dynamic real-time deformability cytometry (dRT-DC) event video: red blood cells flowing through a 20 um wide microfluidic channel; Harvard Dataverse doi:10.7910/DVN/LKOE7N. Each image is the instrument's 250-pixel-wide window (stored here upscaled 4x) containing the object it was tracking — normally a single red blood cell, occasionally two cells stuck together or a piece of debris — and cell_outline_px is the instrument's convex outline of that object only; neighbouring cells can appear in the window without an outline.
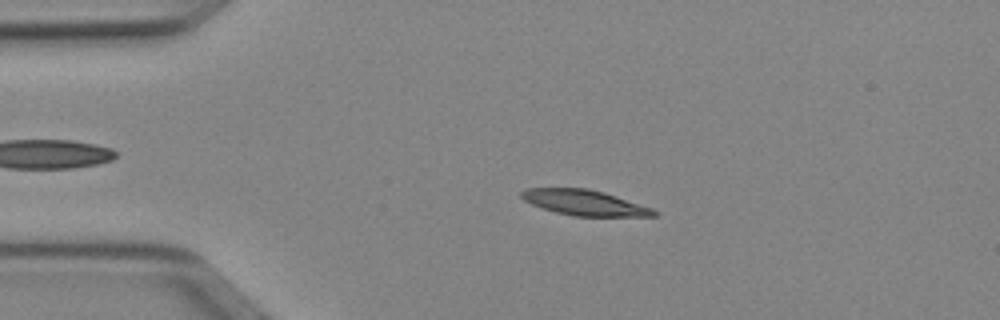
{"species": "Egyptian fruit bat (a non-hibernating species)", "species_latin": "Rousettus aegyptiacus", "temperature_condition": "cold", "stored_images_in_passage": 50, "camera_frame_rate_fps": 3000, "um_per_image_px": 0.085, "animal": {"sex": "female"}, "frame": {"image": 1, "passage_image": 10, "time_ms": 3.0, "image_size_px": [1000, 320], "cell_outline_px": [[656, 216], [572, 216], [556, 212], [532, 204], [524, 200], [520, 196], [520, 192], [524, 188], [588, 188], [604, 192], [652, 208], [656, 212]], "centroid_in_image_um": [49.65, 17.22], "position_along_channel_um": 35.4, "area_um2": 19.48}}
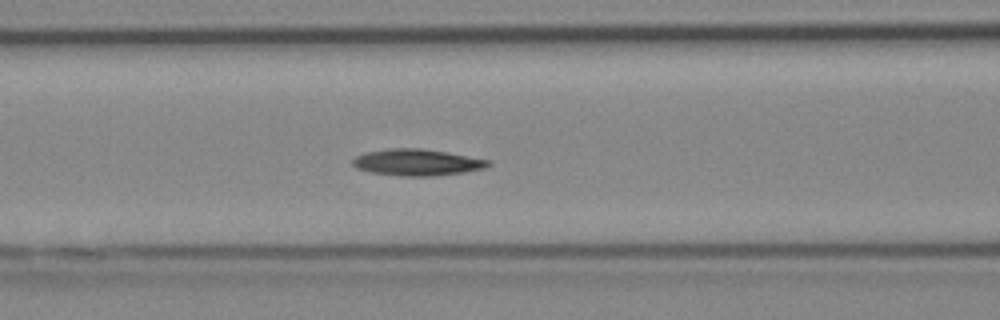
{"frame": {"image": 2, "passage_image": 20, "time_ms": 6.333, "image_size_px": [1000, 320], "cell_outline_px": [[492, 164], [484, 168], [464, 172], [432, 176], [400, 176], [368, 172], [356, 168], [352, 164], [352, 160], [356, 156], [364, 152], [388, 148], [424, 148], [448, 152], [492, 160]], "centroid_in_image_um": [35.44, 13.79], "position_along_channel_um": 131.2, "area_um2": 21.27}}
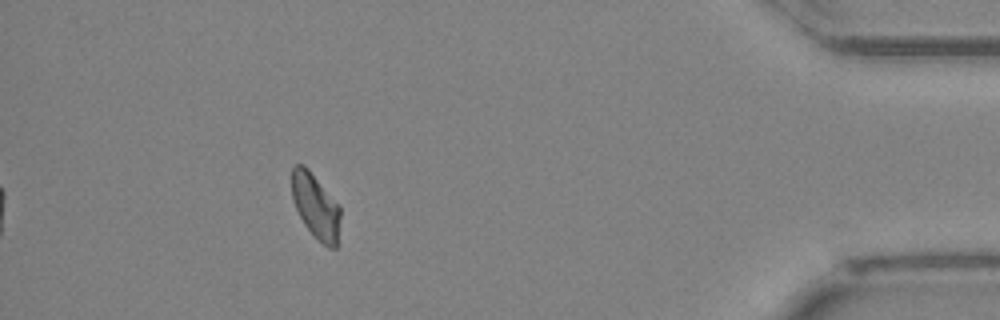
{"frame": {"image": 3, "passage_image": 45, "time_ms": 14.667, "image_size_px": [1000, 320], "cell_outline_px": [[340, 216], [336, 248], [328, 248], [304, 224], [292, 200], [292, 168], [296, 164], [304, 164], [308, 168], [340, 204]], "centroid_in_image_um": [26.84, 17.47], "position_along_channel_um": 408.4, "area_um2": 18.26}, "authors_computed_cell_mechanics": {"area_um2": 19.5075, "velocity_mm_per_s": 3.9789, "shape_relaxation_time_tau1_ms": 9.9422, "shape_relaxation_time_tau2_ms": null, "deformation_change_tau1": 0.2054, "deformation_change_tau2": null}}